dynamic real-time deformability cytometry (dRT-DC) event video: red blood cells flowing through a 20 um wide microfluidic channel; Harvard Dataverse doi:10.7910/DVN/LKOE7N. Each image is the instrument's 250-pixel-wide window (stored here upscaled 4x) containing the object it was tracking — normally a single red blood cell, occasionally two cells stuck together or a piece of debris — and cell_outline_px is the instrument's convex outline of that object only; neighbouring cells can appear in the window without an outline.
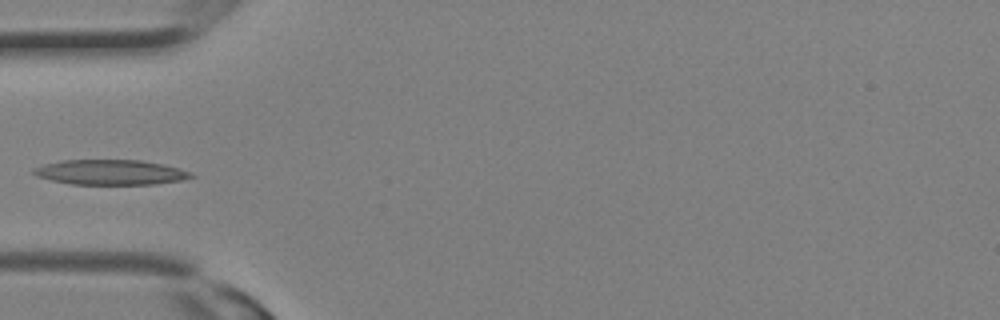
{"species": "Egyptian fruit bat (a non-hibernating species)", "species_latin": "Rousettus aegyptiacus", "temperature_condition": "room temperature", "stored_images_in_passage": 2, "camera_frame_rate_fps": 3000, "um_per_image_px": 0.085, "animal": {"sex": "female"}, "frame": {"image": 1, "passage_image": 1, "time_ms": 0.0, "image_size_px": [1000, 320], "cell_outline_px": [[196, 176], [180, 180], [156, 184], [72, 184], [52, 180], [36, 176], [32, 172], [32, 168], [44, 164], [60, 160], [140, 160], [164, 164], [180, 168], [192, 172]], "centroid_in_image_um": [9.4, 14.63], "position_along_channel_um": 75.6, "area_um2": 23.06}}